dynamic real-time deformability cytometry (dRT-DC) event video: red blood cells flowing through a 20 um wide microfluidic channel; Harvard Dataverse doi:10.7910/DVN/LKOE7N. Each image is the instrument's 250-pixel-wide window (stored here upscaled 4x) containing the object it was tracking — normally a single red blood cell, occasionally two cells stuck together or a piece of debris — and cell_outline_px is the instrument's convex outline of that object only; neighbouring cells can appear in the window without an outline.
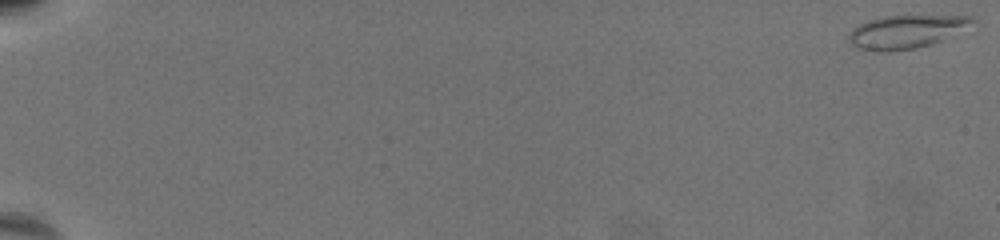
{"species": "common noctule bat (a hibernating species)", "species_latin": "Nyctalus noctula", "temperature_condition": "warm", "stored_images_in_passage": 70, "camera_frame_rate_fps": 3000, "um_per_image_px": 0.085, "animal": {"sex": "female", "body_mass_g": 19.5, "forearm_length_mm": 54.1}, "frame": {"image": 1, "passage_image": 1, "time_ms": 0.0, "image_size_px": [1000, 240], "cell_outline_px": [[972, 20], [940, 40], [916, 48], [888, 52], [876, 52], [856, 48], [848, 40], [848, 32], [852, 28], [868, 20], [884, 16], [972, 16]], "centroid_in_image_um": [76.79, 2.71], "position_along_channel_um": 8.2, "area_um2": 23.06}}
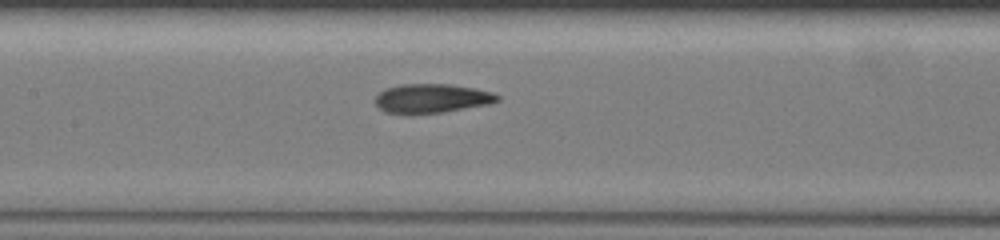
{"frame": {"image": 2, "passage_image": 38, "time_ms": 12.333, "image_size_px": [1000, 240], "cell_outline_px": [[500, 100], [488, 104], [440, 112], [412, 116], [388, 112], [380, 108], [376, 104], [376, 96], [384, 88], [400, 84], [448, 84], [476, 88], [492, 92], [500, 96]], "centroid_in_image_um": [36.67, 8.37], "position_along_channel_um": 170.7, "area_um2": 20.92}}
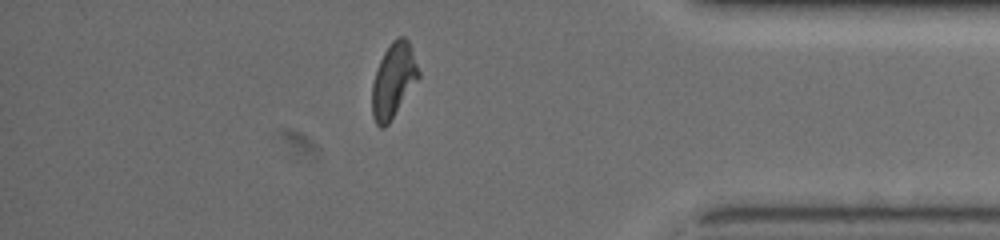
{"frame": {"image": 3, "passage_image": 62, "time_ms": 20.333, "image_size_px": [1000, 240], "cell_outline_px": [[420, 76], [388, 124], [384, 128], [380, 128], [376, 124], [372, 116], [372, 84], [380, 60], [384, 52], [392, 40], [396, 36], [404, 36], [408, 40], [420, 72]], "centroid_in_image_um": [33.43, 6.82], "position_along_channel_um": 401.8, "area_um2": 20.0}, "authors_computed_cell_mechanics": {"area_um2": 20.6346, "velocity_mm_per_s": 3.1636, "shape_relaxation_time_tau1_ms": 4.1794, "shape_relaxation_time_tau2_ms": 1.5579, "deformation_change_tau1": 0.1676, "deformation_change_tau2": 0.0897}}